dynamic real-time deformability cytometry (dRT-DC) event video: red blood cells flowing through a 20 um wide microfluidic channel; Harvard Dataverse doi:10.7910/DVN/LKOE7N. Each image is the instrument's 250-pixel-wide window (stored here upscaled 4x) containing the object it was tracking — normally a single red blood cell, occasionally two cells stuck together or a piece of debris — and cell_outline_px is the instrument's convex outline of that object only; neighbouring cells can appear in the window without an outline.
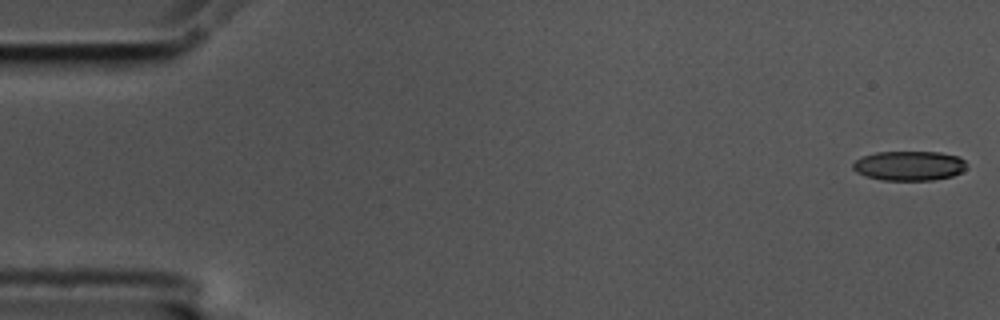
{"species": "common noctule bat (a hibernating species)", "species_latin": "Nyctalus noctula", "temperature_condition": "cold", "stored_images_in_passage": 57, "camera_frame_rate_fps": 3000, "um_per_image_px": 0.085, "animal": {"sex": "male", "body_mass_g": 17.5, "forearm_length_mm": 52.3}, "frame": {"image": 1, "passage_image": 1, "time_ms": 0.0, "image_size_px": [1000, 320], "cell_outline_px": [[964, 168], [960, 172], [952, 176], [932, 180], [884, 180], [868, 176], [856, 172], [852, 168], [852, 164], [856, 160], [864, 156], [876, 152], [940, 152], [960, 156], [964, 160]], "centroid_in_image_um": [77.27, 14.08], "position_along_channel_um": 7.7, "area_um2": 19.42}}
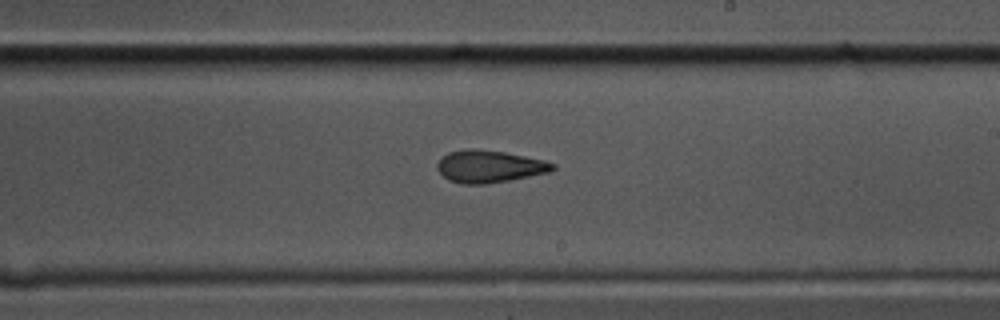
{"frame": {"image": 2, "passage_image": 33, "time_ms": 10.667, "image_size_px": [1000, 320], "cell_outline_px": [[556, 168], [552, 172], [508, 180], [484, 184], [464, 184], [448, 180], [436, 168], [436, 164], [440, 156], [448, 152], [468, 148], [476, 148], [504, 152], [544, 160], [556, 164]], "centroid_in_image_um": [41.58, 14.13], "position_along_channel_um": 247.4, "area_um2": 21.91}}
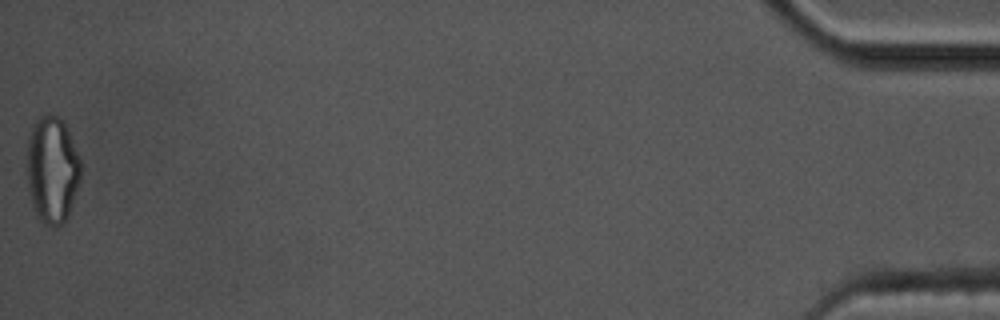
{"frame": {"image": 3, "passage_image": 57, "time_ms": 18.667, "image_size_px": [1000, 320], "cell_outline_px": [[80, 180], [68, 216], [64, 224], [56, 228], [52, 228], [44, 224], [36, 216], [28, 192], [24, 168], [28, 136], [32, 124], [40, 116], [56, 116], [64, 120], [80, 160]], "centroid_in_image_um": [4.38, 14.47], "position_along_channel_um": 430.8, "area_um2": 34.45}, "authors_computed_cell_mechanics": {"area_um2": 21.8484, "velocity_mm_per_s": 3.5252, "shape_relaxation_time_tau1_ms": null, "shape_relaxation_time_tau2_ms": 4.2186, "deformation_change_tau1": null, "deformation_change_tau2": 0.1285}}